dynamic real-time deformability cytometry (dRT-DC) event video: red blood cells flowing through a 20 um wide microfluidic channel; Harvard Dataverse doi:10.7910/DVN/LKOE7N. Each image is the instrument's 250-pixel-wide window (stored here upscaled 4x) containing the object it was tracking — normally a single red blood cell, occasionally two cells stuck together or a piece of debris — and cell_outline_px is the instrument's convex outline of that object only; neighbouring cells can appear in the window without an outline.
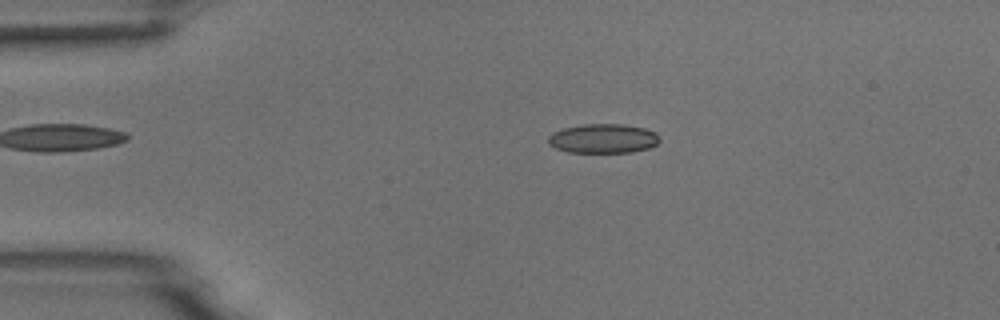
{"species": "common noctule bat (a hibernating species)", "species_latin": "Nyctalus noctula", "temperature_condition": "room temperature", "stored_images_in_passage": 5, "camera_frame_rate_fps": 3000, "um_per_image_px": 0.085, "animal": {"sex": "male", "body_mass_g": 18.8}, "frame": {"image": 1, "passage_image": 2, "time_ms": 1.333, "image_size_px": [1000, 320], "cell_outline_px": [[660, 140], [656, 144], [648, 148], [632, 152], [568, 152], [556, 148], [548, 144], [548, 136], [552, 132], [564, 128], [580, 124], [624, 124], [644, 128], [656, 132], [660, 136]], "centroid_in_image_um": [51.26, 11.76], "position_along_channel_um": 33.7, "area_um2": 19.13}}
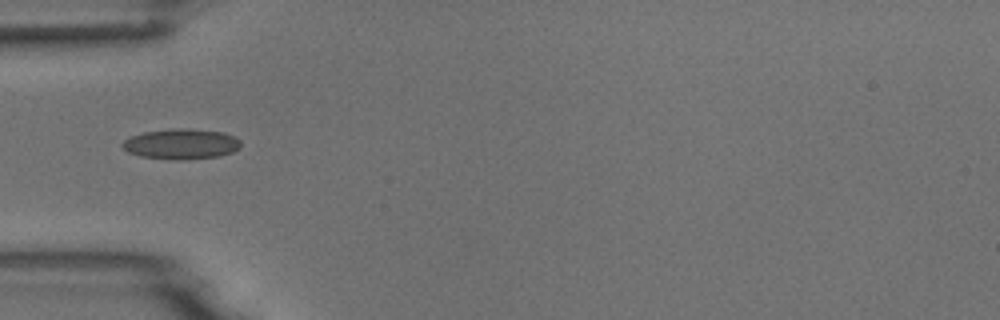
{"frame": {"image": 2, "passage_image": 3, "time_ms": 3.333, "image_size_px": [1000, 320], "cell_outline_px": [[240, 148], [232, 152], [220, 156], [180, 160], [172, 160], [140, 156], [128, 152], [120, 144], [124, 140], [132, 136], [144, 132], [168, 128], [188, 128], [224, 132], [236, 136], [240, 140]], "centroid_in_image_um": [15.42, 12.23], "position_along_channel_um": 69.6, "area_um2": 21.21}}